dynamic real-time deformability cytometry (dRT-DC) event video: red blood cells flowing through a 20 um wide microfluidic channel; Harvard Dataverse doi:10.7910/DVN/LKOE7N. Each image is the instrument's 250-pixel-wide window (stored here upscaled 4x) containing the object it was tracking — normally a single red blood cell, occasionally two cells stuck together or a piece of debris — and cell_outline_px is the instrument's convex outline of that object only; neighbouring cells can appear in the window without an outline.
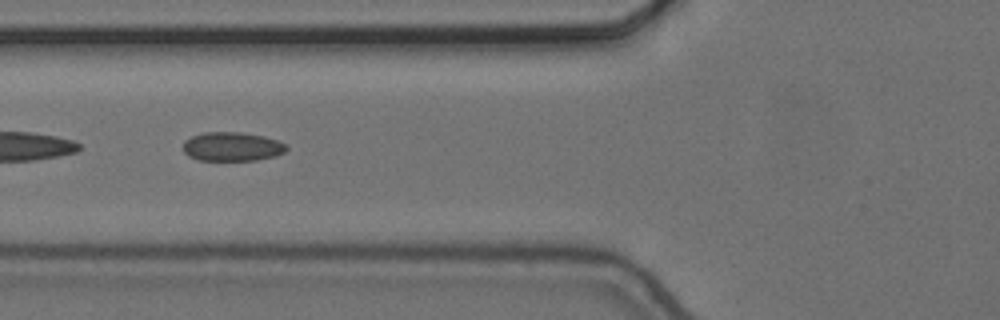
{"species": "common noctule bat (a hibernating species)", "species_latin": "Nyctalus noctula", "temperature_condition": "cold", "stored_images_in_passage": 55, "camera_frame_rate_fps": 3000, "um_per_image_px": 0.085, "animal": {"sex": "female", "body_mass_g": 24.6, "forearm_length_mm": 56.2}, "frame": {"image": 1, "passage_image": 21, "time_ms": 6.667, "image_size_px": [1000, 320], "cell_outline_px": [[288, 148], [284, 152], [276, 156], [256, 160], [196, 160], [188, 156], [184, 152], [184, 140], [192, 136], [204, 132], [240, 132], [264, 136], [276, 140], [284, 144]], "centroid_in_image_um": [19.71, 12.46], "position_along_channel_um": 106.1, "area_um2": 17.46}}
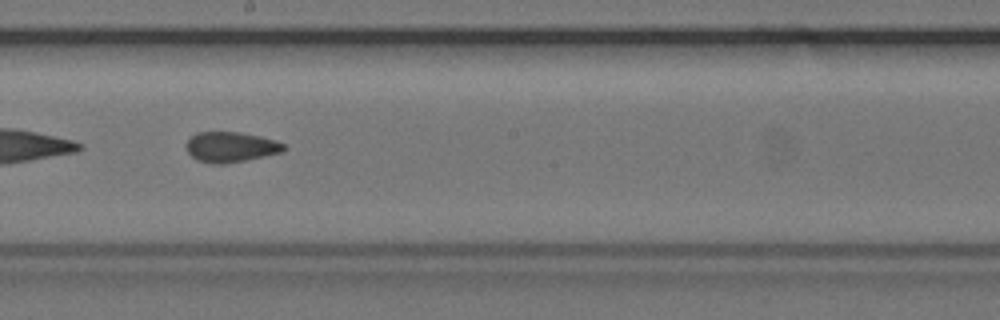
{"frame": {"image": 2, "passage_image": 31, "time_ms": 10.0, "image_size_px": [1000, 320], "cell_outline_px": [[288, 148], [284, 152], [224, 164], [212, 164], [196, 160], [188, 152], [188, 140], [196, 132], [240, 132], [260, 136], [276, 140], [284, 144]], "centroid_in_image_um": [19.66, 12.49], "position_along_channel_um": 228.5, "area_um2": 17.22}}
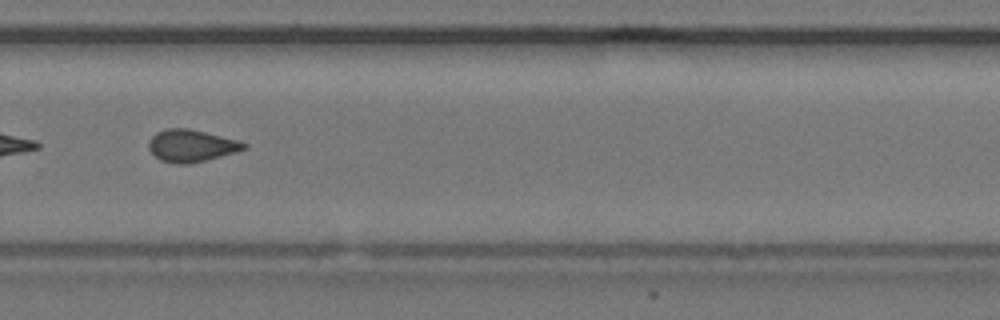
{"frame": {"image": 3, "passage_image": 38, "time_ms": 12.333, "image_size_px": [1000, 320], "cell_outline_px": [[248, 148], [236, 152], [188, 164], [176, 164], [160, 160], [148, 148], [148, 140], [156, 132], [164, 128], [188, 128], [240, 140], [248, 144]], "centroid_in_image_um": [16.26, 12.37], "position_along_channel_um": 313.5, "area_um2": 17.98}}